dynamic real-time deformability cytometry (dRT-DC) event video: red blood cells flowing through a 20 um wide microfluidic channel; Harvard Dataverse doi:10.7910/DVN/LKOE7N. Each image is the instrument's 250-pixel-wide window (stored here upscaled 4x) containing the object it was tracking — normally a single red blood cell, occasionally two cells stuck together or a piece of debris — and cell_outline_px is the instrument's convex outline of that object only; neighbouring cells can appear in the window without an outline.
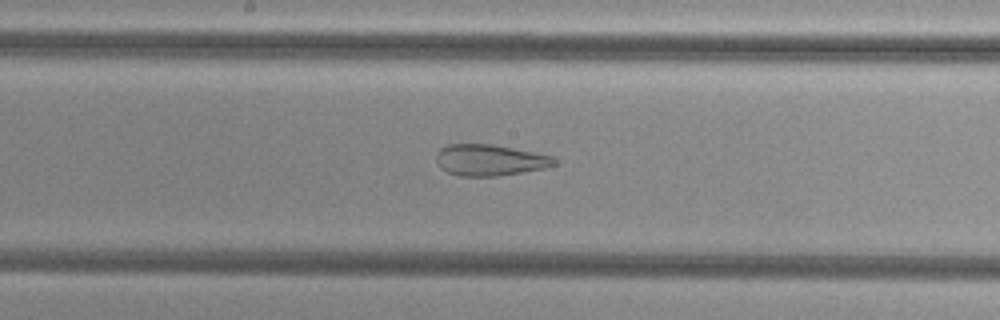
{"species": "common noctule bat (a hibernating species)", "species_latin": "Nyctalus noctula", "temperature_condition": "cold", "stored_images_in_passage": 36, "camera_frame_rate_fps": 3000, "um_per_image_px": 0.085, "animal": {"sex": "female", "body_mass_g": 29.2, "forearm_length_mm": 56.3}, "frame": {"image": 1, "passage_image": 23, "time_ms": 7.333, "image_size_px": [1000, 320], "cell_outline_px": [[556, 164], [544, 168], [496, 176], [460, 176], [448, 172], [440, 168], [436, 164], [436, 152], [440, 148], [448, 144], [492, 144], [556, 156]], "centroid_in_image_um": [41.61, 13.6], "position_along_channel_um": 206.6, "area_um2": 21.62}}
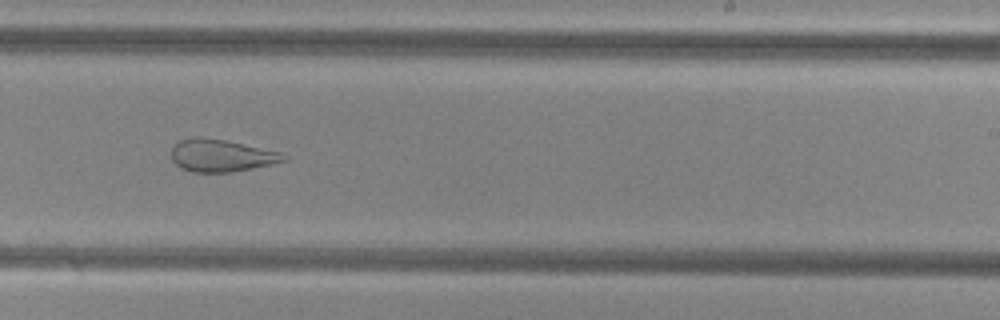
{"frame": {"image": 2, "passage_image": 28, "time_ms": 9.0, "image_size_px": [1000, 320], "cell_outline_px": [[288, 160], [272, 164], [232, 172], [192, 172], [180, 168], [172, 160], [172, 148], [180, 140], [196, 136], [224, 140], [280, 152], [288, 156]], "centroid_in_image_um": [18.8, 13.23], "position_along_channel_um": 270.2, "area_um2": 21.04}}
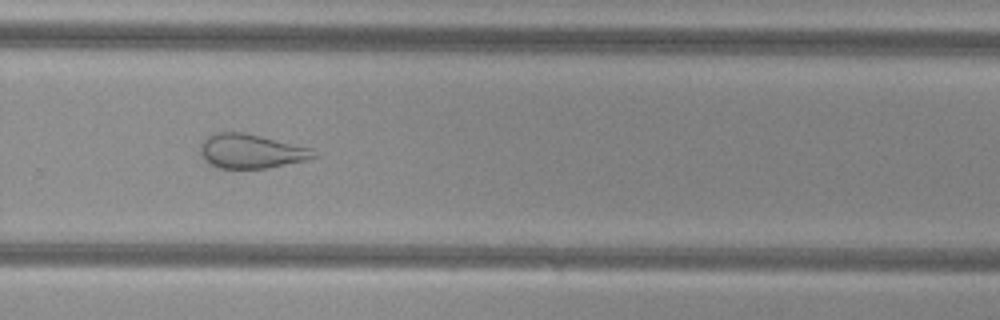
{"frame": {"image": 3, "passage_image": 31, "time_ms": 10.0, "image_size_px": [1000, 320], "cell_outline_px": [[320, 156], [304, 160], [268, 168], [220, 168], [208, 164], [204, 160], [200, 152], [200, 148], [204, 140], [208, 136], [216, 132], [244, 132], [312, 148]], "centroid_in_image_um": [21.34, 12.85], "position_along_channel_um": 308.5, "area_um2": 22.6}, "authors_computed_cell_mechanics": {"area_um2": 26.2123, "velocity_mm_per_s": 3.8317, "shape_relaxation_time_tau1_ms": null, "shape_relaxation_time_tau2_ms": 1.7325, "deformation_change_tau1": null, "deformation_change_tau2": 0.1098}}